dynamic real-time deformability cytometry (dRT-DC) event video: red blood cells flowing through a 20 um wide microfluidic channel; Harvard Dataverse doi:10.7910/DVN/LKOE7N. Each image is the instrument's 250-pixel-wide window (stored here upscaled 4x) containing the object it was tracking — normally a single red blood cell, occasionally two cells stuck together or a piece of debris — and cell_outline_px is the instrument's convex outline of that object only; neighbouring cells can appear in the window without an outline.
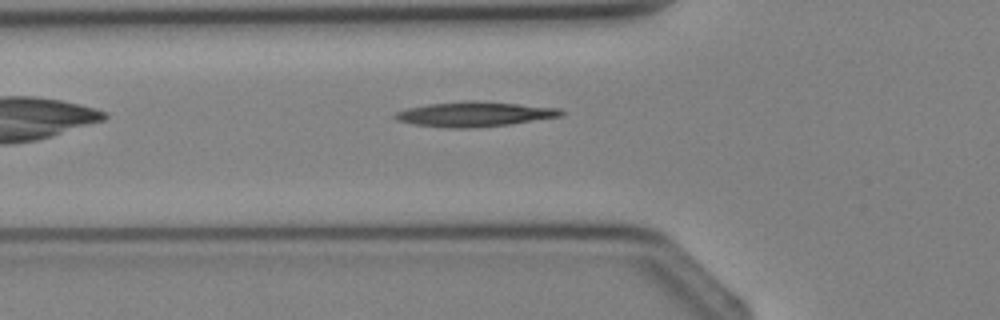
{"species": "Egyptian fruit bat (a non-hibernating species)", "species_latin": "Rousettus aegyptiacus", "temperature_condition": "cold", "stored_images_in_passage": 3, "camera_frame_rate_fps": 3000, "um_per_image_px": 0.085, "animal": {"sex": "female"}, "frame": {"image": 1, "passage_image": 3, "time_ms": 2.333, "image_size_px": [1000, 320], "cell_outline_px": [[564, 112], [560, 116], [508, 124], [472, 128], [444, 128], [412, 124], [396, 120], [392, 116], [396, 112], [408, 108], [428, 104], [520, 104], [560, 108]], "centroid_in_image_um": [40.27, 9.76], "position_along_channel_um": 85.5, "area_um2": 22.6}}